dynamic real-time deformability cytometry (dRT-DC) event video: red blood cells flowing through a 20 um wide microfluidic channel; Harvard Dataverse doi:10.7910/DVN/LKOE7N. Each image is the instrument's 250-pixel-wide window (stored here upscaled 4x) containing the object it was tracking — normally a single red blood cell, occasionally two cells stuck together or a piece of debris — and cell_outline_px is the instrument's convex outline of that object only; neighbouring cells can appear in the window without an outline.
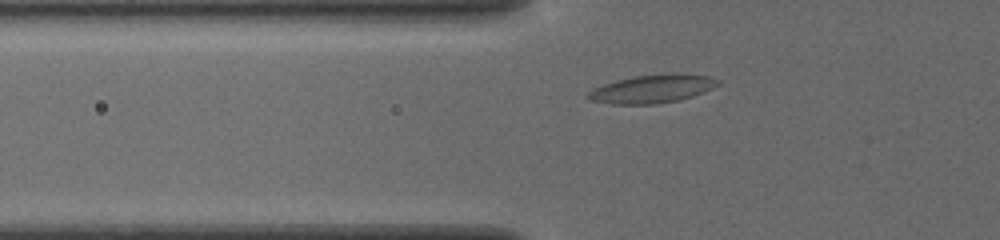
{"species": "common noctule bat (a hibernating species)", "species_latin": "Nyctalus noctula", "temperature_condition": "cold", "stored_images_in_passage": 34, "camera_frame_rate_fps": 3000, "um_per_image_px": 0.085, "animal": {"sex": "female", "body_mass_g": 19.5, "forearm_length_mm": 54.1}, "frame": {"image": 1, "passage_image": 5, "time_ms": 1.333, "image_size_px": [1000, 240], "cell_outline_px": [[720, 84], [712, 88], [692, 96], [680, 100], [656, 104], [612, 104], [592, 100], [584, 96], [592, 88], [616, 80], [636, 76], [676, 72], [708, 76], [720, 80]], "centroid_in_image_um": [55.44, 7.54], "position_along_channel_um": 70.4, "area_um2": 21.5}}
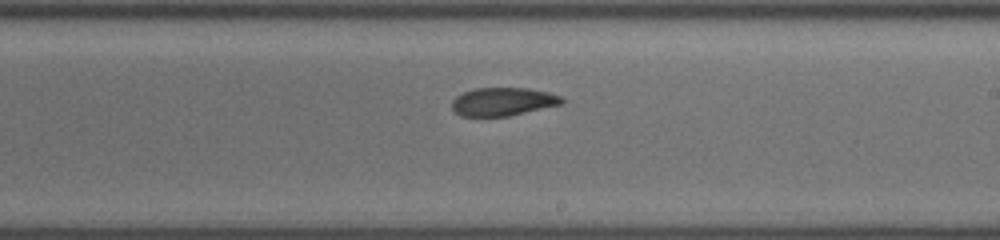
{"frame": {"image": 2, "passage_image": 19, "time_ms": 6.0, "image_size_px": [1000, 240], "cell_outline_px": [[564, 104], [508, 116], [460, 116], [452, 108], [452, 100], [456, 96], [464, 92], [476, 88], [528, 88], [548, 92], [560, 96], [564, 100]], "centroid_in_image_um": [42.76, 8.64], "position_along_channel_um": 246.2, "area_um2": 18.09}}
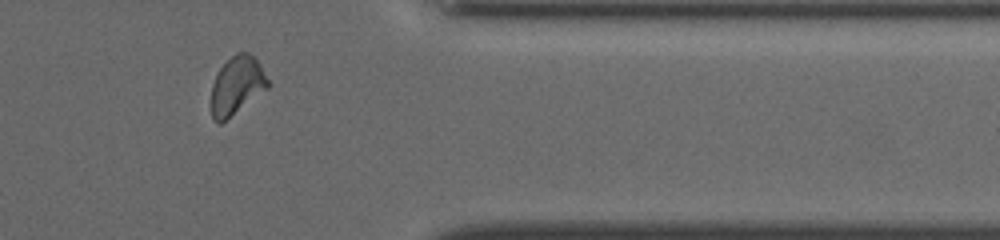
{"frame": {"image": 3, "passage_image": 31, "time_ms": 10.0, "image_size_px": [1000, 240], "cell_outline_px": [[268, 88], [220, 124], [212, 116], [212, 84], [220, 68], [236, 52], [248, 52], [260, 64], [268, 80]], "centroid_in_image_um": [20.13, 7.25], "position_along_channel_um": 391.3, "area_um2": 18.67}, "authors_computed_cell_mechanics": {"area_um2": 18.9295, "velocity_mm_per_s": 3.8489, "shape_relaxation_time_tau1_ms": null, "shape_relaxation_time_tau2_ms": 2.4631, "deformation_change_tau1": null, "deformation_change_tau2": 0.0686}}